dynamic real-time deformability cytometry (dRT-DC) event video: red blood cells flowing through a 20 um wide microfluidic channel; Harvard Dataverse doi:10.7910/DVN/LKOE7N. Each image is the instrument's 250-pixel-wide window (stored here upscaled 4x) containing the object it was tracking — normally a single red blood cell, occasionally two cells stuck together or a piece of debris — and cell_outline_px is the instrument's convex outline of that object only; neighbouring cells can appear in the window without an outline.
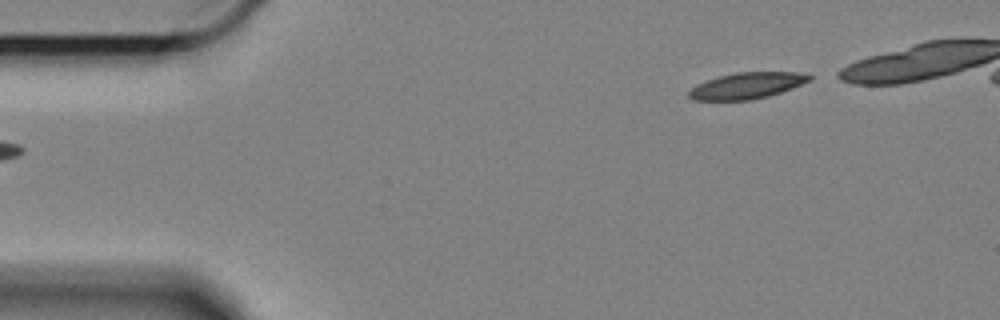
{"species": "Egyptian fruit bat (a non-hibernating species)", "species_latin": "Rousettus aegyptiacus", "temperature_condition": "cold", "stored_images_in_passage": 42, "camera_frame_rate_fps": 3000, "um_per_image_px": 0.085, "animal": {"sex": "female"}, "frame": {"image": 1, "passage_image": 1, "time_ms": 0.0, "image_size_px": [1000, 320], "cell_outline_px": [[812, 80], [792, 88], [768, 96], [752, 100], [692, 100], [688, 96], [688, 92], [696, 84], [720, 76], [736, 72], [800, 72], [812, 76]], "centroid_in_image_um": [63.49, 7.28], "position_along_channel_um": 21.5, "area_um2": 18.38}}
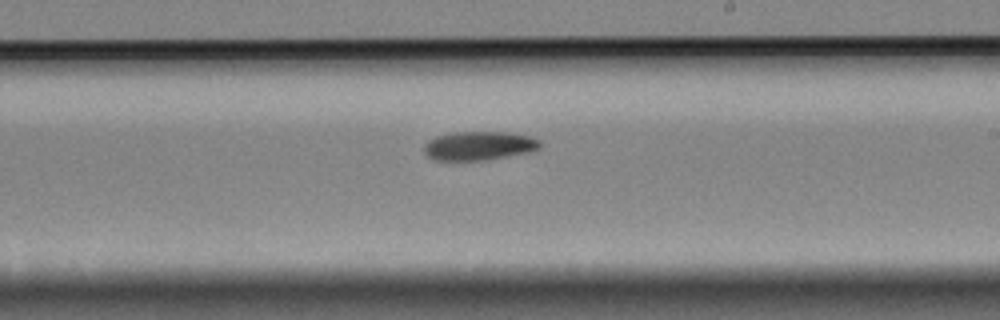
{"frame": {"image": 2, "passage_image": 28, "time_ms": 9.0, "image_size_px": [1000, 320], "cell_outline_px": [[540, 148], [532, 152], [484, 160], [432, 160], [424, 152], [424, 148], [428, 140], [436, 136], [452, 132], [504, 132], [528, 136], [540, 140]], "centroid_in_image_um": [40.71, 12.39], "position_along_channel_um": 248.3, "area_um2": 19.48}}
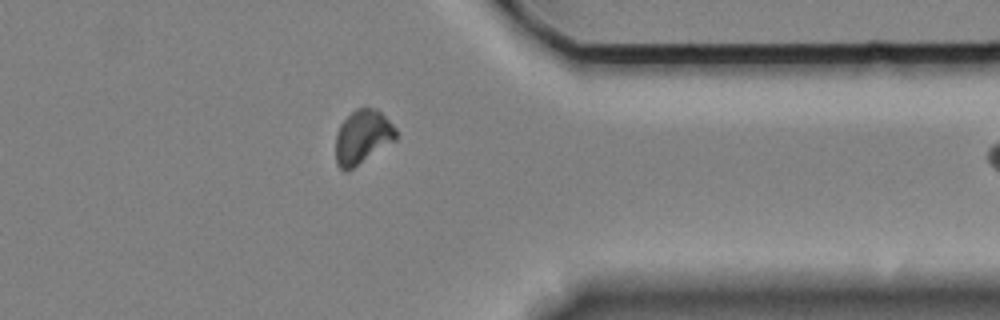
{"frame": {"image": 3, "passage_image": 41, "time_ms": 13.333, "image_size_px": [1000, 320], "cell_outline_px": [[396, 140], [352, 168], [344, 172], [336, 164], [336, 132], [340, 124], [356, 108], [376, 108], [396, 128]], "centroid_in_image_um": [30.8, 11.64], "position_along_channel_um": 380.6, "area_um2": 18.73}}